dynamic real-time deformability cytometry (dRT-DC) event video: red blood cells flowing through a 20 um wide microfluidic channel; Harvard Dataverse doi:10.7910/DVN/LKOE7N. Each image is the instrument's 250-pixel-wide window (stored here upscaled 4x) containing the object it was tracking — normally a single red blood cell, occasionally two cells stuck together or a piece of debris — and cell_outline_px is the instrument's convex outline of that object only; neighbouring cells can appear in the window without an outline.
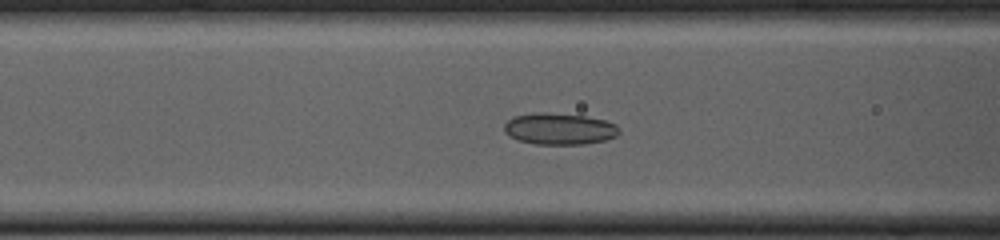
{"species": "common noctule bat (a hibernating species)", "species_latin": "Nyctalus noctula", "temperature_condition": "cold", "stored_images_in_passage": 38, "camera_frame_rate_fps": 3000, "um_per_image_px": 0.085, "animal": {"sex": "female", "body_mass_g": 23.0, "forearm_length_mm": 53.4}, "frame": {"image": 1, "passage_image": 5, "time_ms": 1.333, "image_size_px": [1000, 240], "cell_outline_px": [[620, 132], [616, 136], [604, 140], [584, 144], [536, 144], [520, 140], [508, 136], [504, 132], [504, 124], [512, 116], [540, 112], [544, 112], [584, 116], [604, 120], [616, 124], [620, 128]], "centroid_in_image_um": [47.53, 10.95], "position_along_channel_um": 119.1, "area_um2": 21.1}}
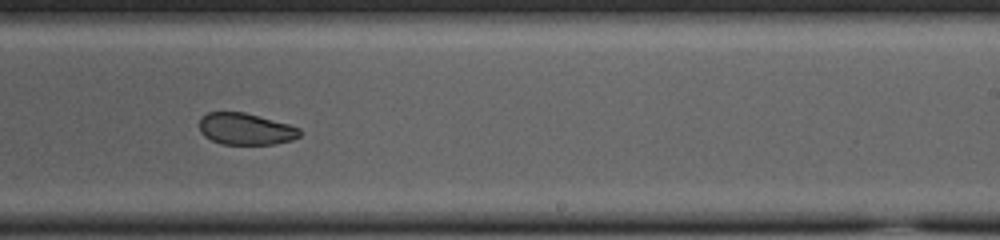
{"frame": {"image": 2, "passage_image": 17, "time_ms": 5.333, "image_size_px": [1000, 240], "cell_outline_px": [[300, 136], [292, 140], [276, 144], [220, 144], [204, 136], [200, 132], [200, 116], [208, 112], [244, 112], [288, 124], [300, 128]], "centroid_in_image_um": [20.86, 10.96], "position_along_channel_um": 268.1, "area_um2": 18.55}}
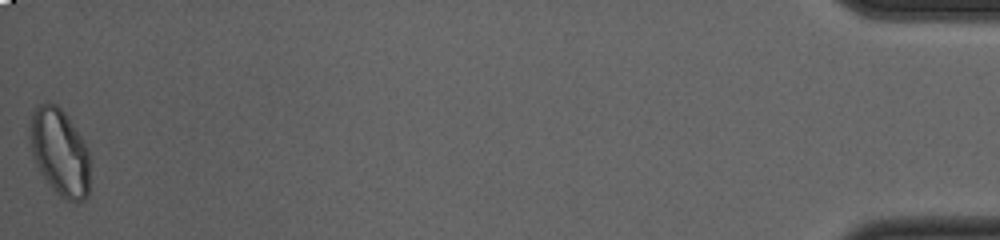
{"frame": {"image": 3, "passage_image": 38, "time_ms": 12.333, "image_size_px": [1000, 240], "cell_outline_px": [[88, 196], [84, 200], [76, 204], [60, 196], [56, 192], [44, 176], [36, 164], [32, 152], [28, 136], [32, 112], [40, 104], [48, 100], [56, 104], [64, 112], [88, 148]], "centroid_in_image_um": [5.06, 12.92], "position_along_channel_um": 430.1, "area_um2": 30.23}, "authors_computed_cell_mechanics": {"area_um2": 20.9814, "velocity_mm_per_s": 3.7433, "shape_relaxation_time_tau1_ms": null, "shape_relaxation_time_tau2_ms": 2.6568, "deformation_change_tau1": null, "deformation_change_tau2": 0.0635}}